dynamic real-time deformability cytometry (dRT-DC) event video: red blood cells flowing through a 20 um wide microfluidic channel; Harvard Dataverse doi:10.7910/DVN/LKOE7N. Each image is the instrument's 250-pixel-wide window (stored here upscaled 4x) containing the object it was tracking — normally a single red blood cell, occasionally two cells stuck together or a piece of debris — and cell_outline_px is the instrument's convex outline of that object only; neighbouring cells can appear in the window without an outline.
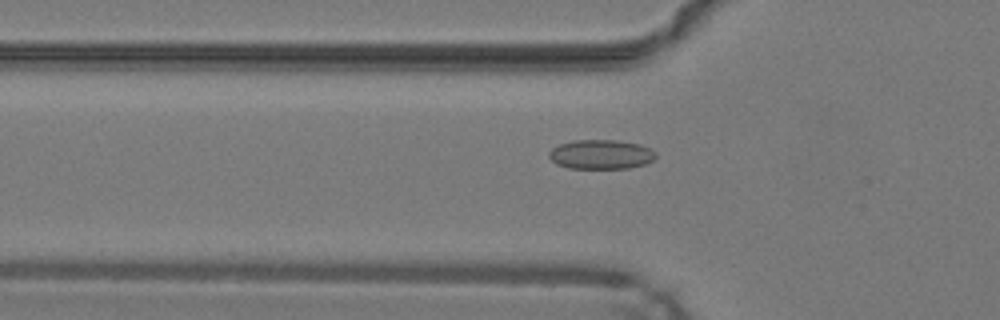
{"species": "common noctule bat (a hibernating species)", "species_latin": "Nyctalus noctula", "temperature_condition": "warm", "stored_images_in_passage": 49, "camera_frame_rate_fps": 3000, "um_per_image_px": 0.085, "animal": {"sex": "male", "body_mass_g": 19.2, "forearm_length_mm": 51.8}, "frame": {"image": 1, "passage_image": 17, "time_ms": 5.333, "image_size_px": [1000, 320], "cell_outline_px": [[656, 156], [652, 160], [644, 164], [628, 168], [568, 168], [556, 164], [548, 156], [548, 152], [552, 148], [560, 144], [572, 140], [616, 140], [640, 144], [656, 152]], "centroid_in_image_um": [51.05, 13.12], "position_along_channel_um": 74.7, "area_um2": 18.26}}
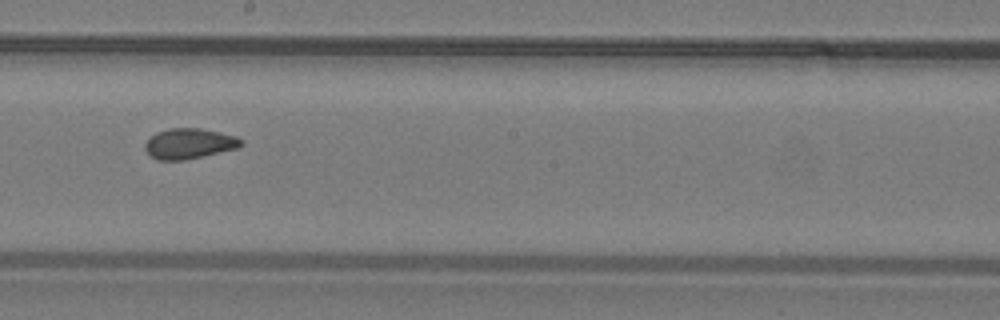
{"frame": {"image": 2, "passage_image": 28, "time_ms": 9.0, "image_size_px": [1000, 320], "cell_outline_px": [[244, 144], [236, 148], [184, 160], [156, 160], [144, 148], [144, 144], [156, 132], [168, 128], [200, 128], [236, 136], [244, 140]], "centroid_in_image_um": [16.08, 12.2], "position_along_channel_um": 232.1, "area_um2": 16.88}}
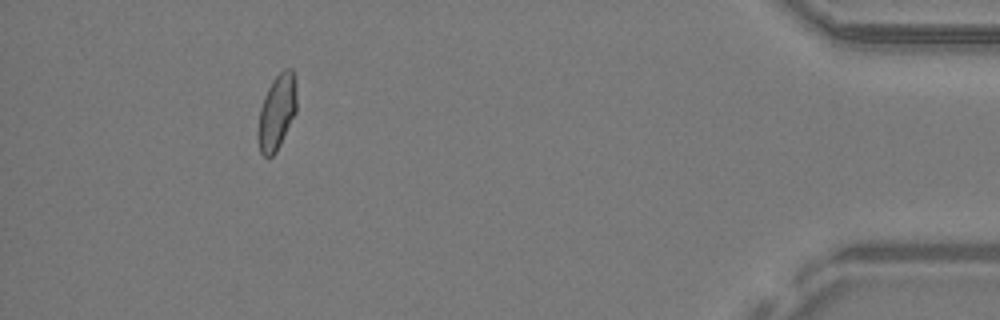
{"frame": {"image": 3, "passage_image": 45, "time_ms": 14.667, "image_size_px": [1000, 320], "cell_outline_px": [[296, 112], [276, 152], [272, 156], [264, 156], [260, 152], [256, 136], [256, 132], [260, 108], [264, 96], [272, 80], [284, 68], [292, 68], [296, 84]], "centroid_in_image_um": [23.51, 9.53], "position_along_channel_um": 411.7, "area_um2": 17.11}, "authors_computed_cell_mechanics": {"area_um2": 17.4556, "velocity_mm_per_s": 4.2642, "shape_relaxation_time_tau1_ms": null, "shape_relaxation_time_tau2_ms": 1.2388, "deformation_change_tau1": null, "deformation_change_tau2": 0.0599}}